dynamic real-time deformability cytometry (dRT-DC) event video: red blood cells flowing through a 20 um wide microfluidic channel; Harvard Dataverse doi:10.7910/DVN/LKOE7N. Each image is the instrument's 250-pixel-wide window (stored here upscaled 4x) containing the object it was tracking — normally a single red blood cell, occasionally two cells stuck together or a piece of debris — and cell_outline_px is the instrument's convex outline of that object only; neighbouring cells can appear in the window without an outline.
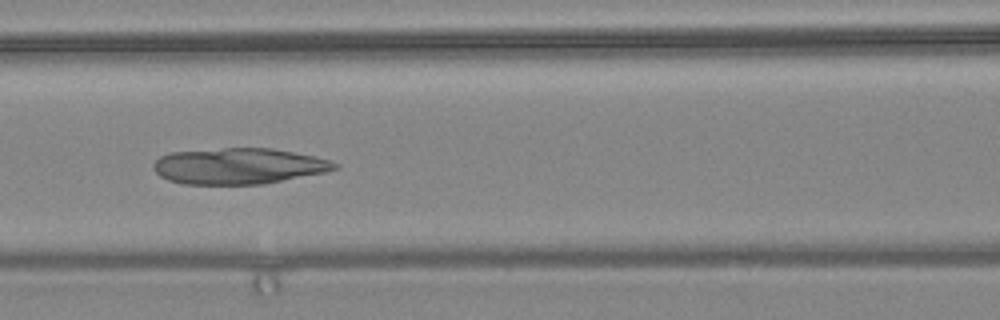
{"species": "common noctule bat (a hibernating species)", "species_latin": "Nyctalus noctula", "temperature_condition": "warm", "stored_images_in_passage": 9, "camera_frame_rate_fps": 3000, "um_per_image_px": 0.085, "animal": {"sex": "female", "body_mass_g": 24.6, "forearm_length_mm": 56.2}, "frame": {"image": 1, "passage_image": 6, "time_ms": 1.667, "image_size_px": [1000, 320], "cell_outline_px": [[340, 168], [324, 172], [264, 184], [184, 184], [168, 180], [160, 176], [152, 168], [152, 164], [160, 156], [168, 152], [224, 148], [272, 148], [316, 156], [332, 160], [340, 164]], "centroid_in_image_um": [20.29, 14.11], "position_along_channel_um": 146.3, "area_um2": 38.32}}
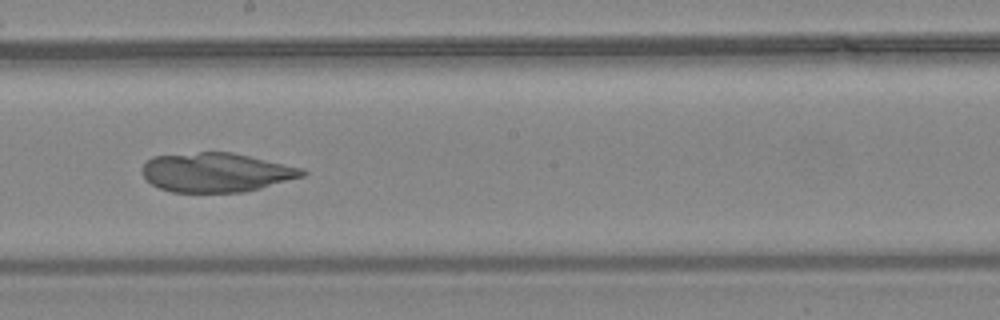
{"frame": {"image": 2, "passage_image": 8, "time_ms": 2.333, "image_size_px": [1000, 320], "cell_outline_px": [[308, 172], [304, 176], [260, 188], [244, 192], [172, 192], [160, 188], [152, 184], [140, 172], [140, 168], [152, 156], [200, 152], [232, 152], [304, 168]], "centroid_in_image_um": [18.38, 14.65], "position_along_channel_um": 229.8, "area_um2": 36.65}}
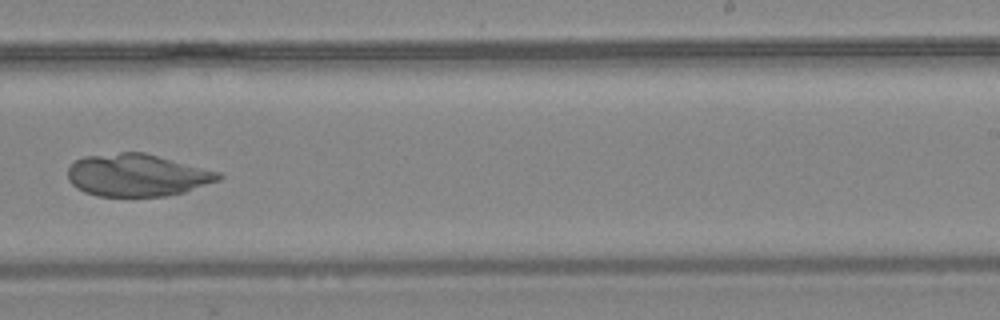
{"frame": {"image": 3, "passage_image": 9, "time_ms": 2.667, "image_size_px": [1000, 320], "cell_outline_px": [[224, 176], [220, 180], [184, 192], [168, 196], [96, 196], [84, 192], [76, 188], [68, 180], [68, 168], [76, 160], [84, 156], [120, 152], [144, 152], [220, 172]], "centroid_in_image_um": [11.65, 14.89], "position_along_channel_um": 277.3, "area_um2": 37.34}}